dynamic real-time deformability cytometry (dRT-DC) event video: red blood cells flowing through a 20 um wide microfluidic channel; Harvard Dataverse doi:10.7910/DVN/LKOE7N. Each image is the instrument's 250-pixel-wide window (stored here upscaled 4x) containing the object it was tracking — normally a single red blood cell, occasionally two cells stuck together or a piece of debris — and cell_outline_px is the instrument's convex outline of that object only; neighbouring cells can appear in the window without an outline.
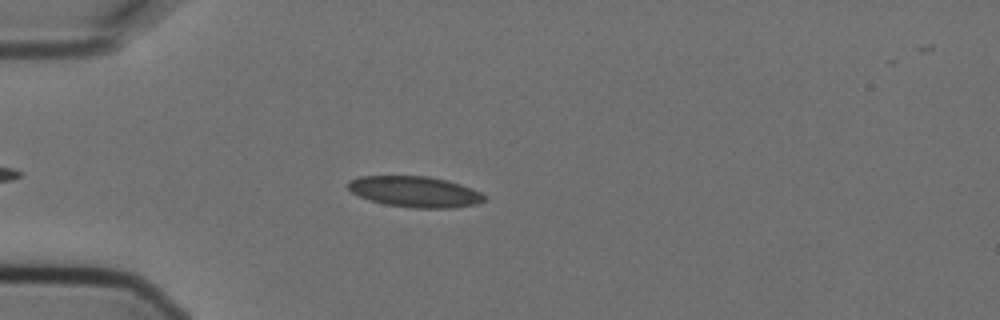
{"species": "Egyptian fruit bat (a non-hibernating species)", "species_latin": "Rousettus aegyptiacus", "temperature_condition": "cold", "stored_images_in_passage": 5, "camera_frame_rate_fps": 3000, "um_per_image_px": 0.085, "animal": {"sex": "female"}, "frame": {"image": 1, "passage_image": 4, "time_ms": 1.0, "image_size_px": [1000, 320], "cell_outline_px": [[488, 200], [476, 204], [452, 208], [416, 208], [384, 204], [368, 200], [352, 192], [348, 188], [348, 180], [360, 176], [428, 176], [448, 180], [472, 188], [488, 196]], "centroid_in_image_um": [35.3, 16.3], "position_along_channel_um": 49.7, "area_um2": 24.74}}